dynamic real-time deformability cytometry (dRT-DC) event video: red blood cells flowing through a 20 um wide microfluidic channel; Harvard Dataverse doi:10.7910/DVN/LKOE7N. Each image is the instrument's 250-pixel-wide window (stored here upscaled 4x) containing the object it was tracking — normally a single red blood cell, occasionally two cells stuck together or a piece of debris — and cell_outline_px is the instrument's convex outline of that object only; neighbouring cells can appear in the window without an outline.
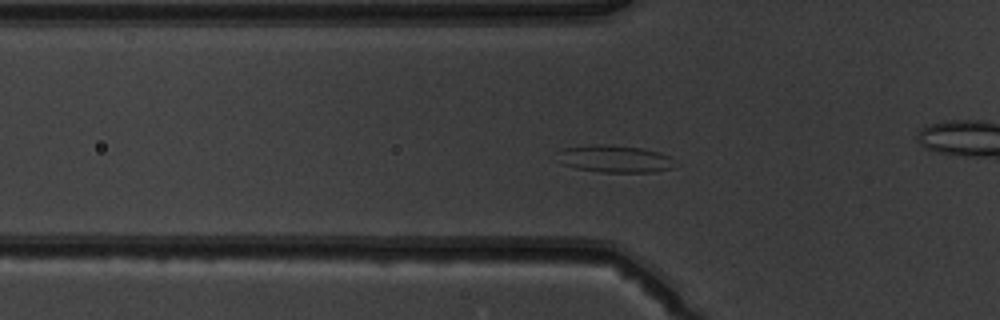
{"species": "common noctule bat (a hibernating species)", "species_latin": "Nyctalus noctula", "temperature_condition": "warm", "stored_images_in_passage": 40, "camera_frame_rate_fps": 3000, "um_per_image_px": 0.085, "animal": {"sex": "male", "body_mass_g": 19.5, "forearm_length_mm": 54.6}, "frame": {"image": 1, "passage_image": 5, "time_ms": 1.333, "image_size_px": [1000, 320], "cell_outline_px": [[680, 164], [672, 168], [656, 172], [600, 172], [576, 168], [564, 164], [556, 152], [564, 148], [592, 144], [608, 144], [640, 148], [660, 152], [668, 156]], "centroid_in_image_um": [52.31, 13.5], "position_along_channel_um": 73.5, "area_um2": 18.79}}
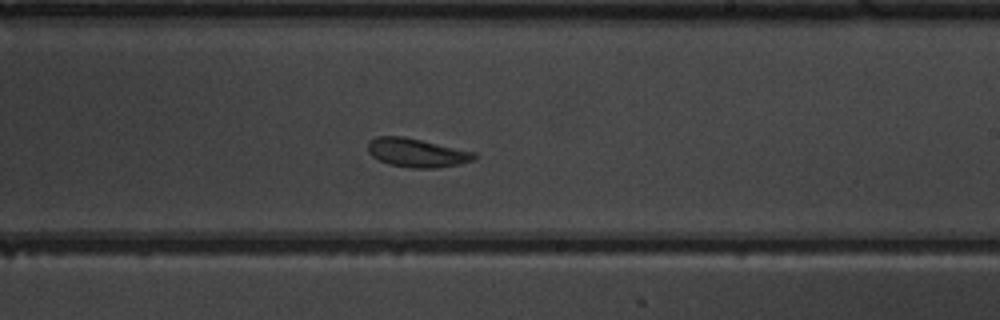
{"frame": {"image": 2, "passage_image": 19, "time_ms": 6.0, "image_size_px": [1000, 320], "cell_outline_px": [[476, 160], [460, 164], [436, 168], [412, 168], [388, 164], [372, 156], [368, 152], [368, 144], [376, 136], [404, 136], [476, 152]], "centroid_in_image_um": [35.46, 12.99], "position_along_channel_um": 253.5, "area_um2": 17.86}}
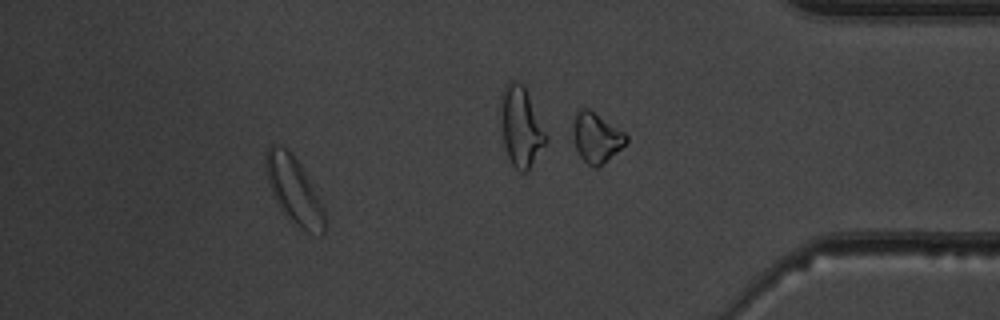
{"frame": {"image": 3, "passage_image": 35, "time_ms": 11.333, "image_size_px": [1000, 320], "cell_outline_px": [[328, 224], [324, 232], [320, 236], [308, 232], [288, 220], [280, 208], [272, 192], [268, 180], [264, 164], [264, 156], [268, 148], [272, 144], [288, 148], [300, 164], [308, 176], [324, 208], [328, 220]], "centroid_in_image_um": [25.03, 16.21], "position_along_channel_um": 410.2, "area_um2": 23.35}, "authors_computed_cell_mechanics": {"area_um2": 18.0047, "velocity_mm_per_s": 3.8734, "shape_relaxation_time_tau1_ms": 2.0093, "shape_relaxation_time_tau2_ms": null, "deformation_change_tau1": 0.0744, "deformation_change_tau2": null}}